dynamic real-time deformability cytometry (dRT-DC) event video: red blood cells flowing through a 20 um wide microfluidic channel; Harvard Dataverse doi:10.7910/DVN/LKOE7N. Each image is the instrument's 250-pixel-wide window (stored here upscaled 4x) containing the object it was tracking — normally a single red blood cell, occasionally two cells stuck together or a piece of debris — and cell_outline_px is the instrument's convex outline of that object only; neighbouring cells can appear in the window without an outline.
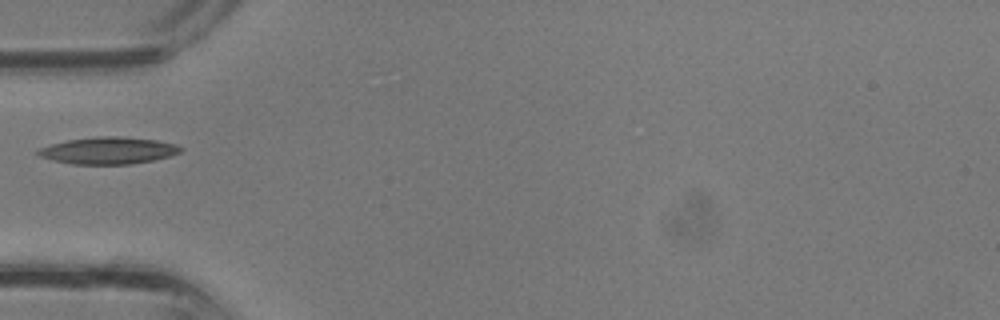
{"species": "common noctule bat (a hibernating species)", "species_latin": "Nyctalus noctula", "temperature_condition": "room temperature", "stored_images_in_passage": 22, "camera_frame_rate_fps": 3000, "um_per_image_px": 0.085, "animal": {"sex": "male", "body_mass_g": 13.3}, "frame": {"image": 1, "passage_image": 1, "time_ms": 0.0, "image_size_px": [1000, 320], "cell_outline_px": [[184, 148], [180, 152], [168, 156], [152, 160], [132, 164], [72, 164], [52, 160], [36, 156], [36, 152], [40, 148], [52, 144], [68, 140], [100, 136], [120, 136], [156, 140], [176, 144]], "centroid_in_image_um": [9.19, 12.8], "position_along_channel_um": 75.8, "area_um2": 22.31}}
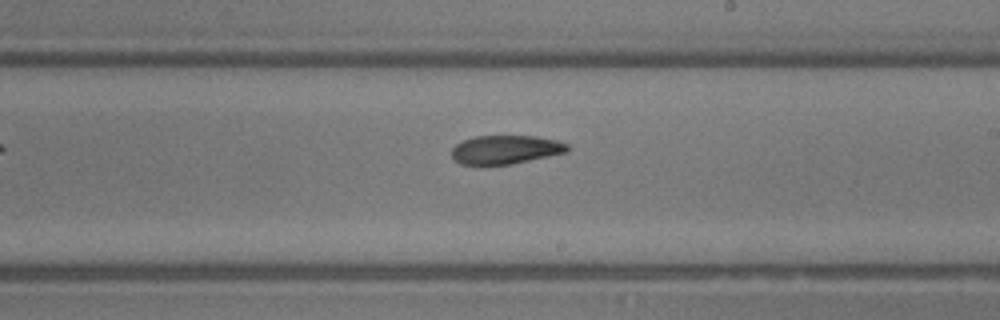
{"frame": {"image": 2, "passage_image": 10, "time_ms": 3.0, "image_size_px": [1000, 320], "cell_outline_px": [[572, 148], [568, 152], [512, 164], [480, 168], [460, 164], [452, 156], [452, 148], [456, 144], [464, 140], [476, 136], [536, 136], [556, 140], [568, 144]], "centroid_in_image_um": [42.96, 12.76], "position_along_channel_um": 246.0, "area_um2": 20.06}}
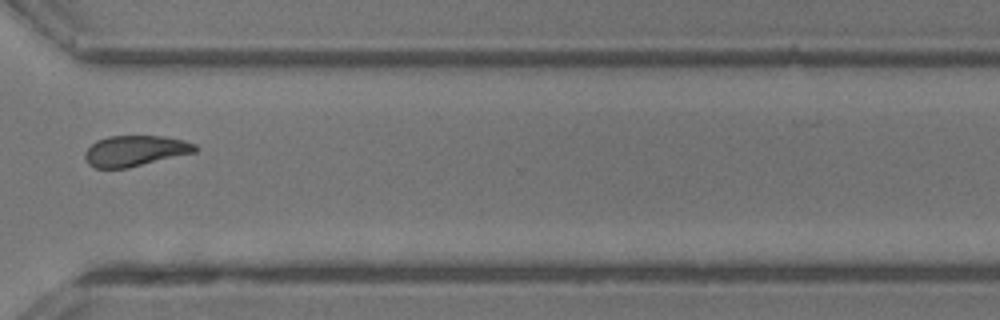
{"frame": {"image": 3, "passage_image": 16, "time_ms": 5.0, "image_size_px": [1000, 320], "cell_outline_px": [[200, 148], [196, 152], [128, 168], [96, 168], [88, 164], [84, 160], [84, 152], [96, 140], [108, 136], [164, 136], [184, 140], [196, 144]], "centroid_in_image_um": [11.49, 12.82], "position_along_channel_um": 359.1, "area_um2": 19.94}}